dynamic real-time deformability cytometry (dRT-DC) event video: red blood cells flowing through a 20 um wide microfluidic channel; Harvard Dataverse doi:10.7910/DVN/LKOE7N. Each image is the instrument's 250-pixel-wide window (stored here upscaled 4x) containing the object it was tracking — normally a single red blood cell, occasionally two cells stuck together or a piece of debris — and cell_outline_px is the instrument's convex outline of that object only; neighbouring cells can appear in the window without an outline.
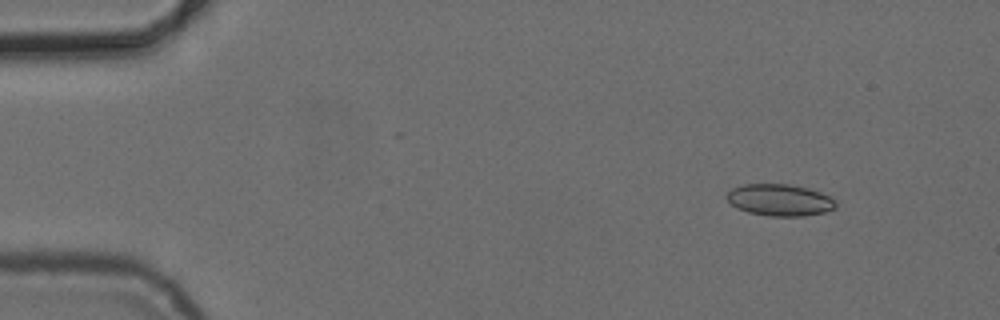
{"species": "common noctule bat (a hibernating species)", "species_latin": "Nyctalus noctula", "temperature_condition": "cold", "stored_images_in_passage": 5, "camera_frame_rate_fps": 3000, "um_per_image_px": 0.085, "animal": {"sex": "female", "body_mass_g": 24.6, "forearm_length_mm": 56.2}, "frame": {"image": 1, "passage_image": 2, "time_ms": 1.333, "image_size_px": [1000, 320], "cell_outline_px": [[836, 208], [824, 212], [804, 216], [768, 216], [748, 212], [736, 208], [724, 196], [732, 188], [744, 184], [788, 184], [808, 188], [820, 192], [836, 200]], "centroid_in_image_um": [66.27, 17.0], "position_along_channel_um": 18.7, "area_um2": 20.23}}
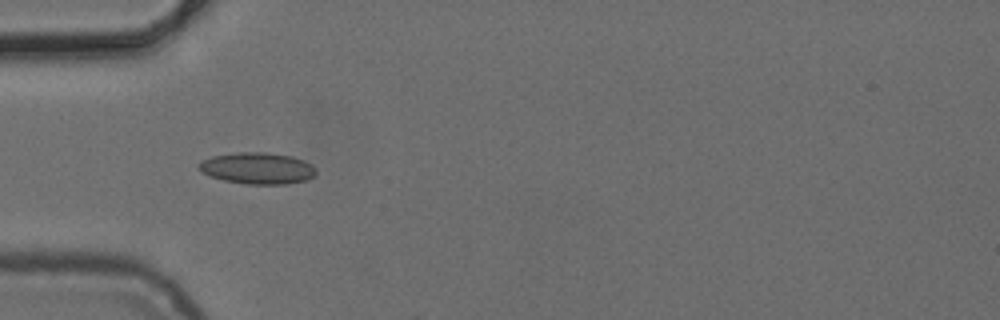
{"frame": {"image": 2, "passage_image": 5, "time_ms": 5.0, "image_size_px": [1000, 320], "cell_outline_px": [[316, 172], [312, 176], [304, 180], [284, 184], [244, 184], [224, 180], [208, 176], [200, 172], [196, 168], [196, 164], [200, 160], [212, 156], [240, 152], [264, 152], [292, 156], [304, 160], [316, 168]], "centroid_in_image_um": [21.8, 14.29], "position_along_channel_um": 63.2, "area_um2": 21.68}}